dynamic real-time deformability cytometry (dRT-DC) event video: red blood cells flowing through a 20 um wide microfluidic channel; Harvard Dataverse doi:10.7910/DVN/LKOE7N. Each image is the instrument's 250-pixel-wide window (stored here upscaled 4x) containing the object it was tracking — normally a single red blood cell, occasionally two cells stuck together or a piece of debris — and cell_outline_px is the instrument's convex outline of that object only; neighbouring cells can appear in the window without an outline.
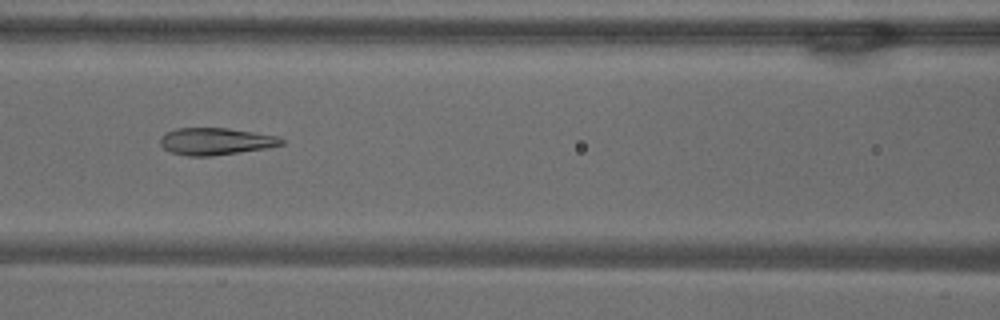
{"species": "common noctule bat (a hibernating species)", "species_latin": "Nyctalus noctula", "temperature_condition": "warm", "stored_images_in_passage": 53, "camera_frame_rate_fps": 3000, "um_per_image_px": 0.085, "animal": {"sex": "male", "body_mass_g": 18.8}, "frame": {"image": 1, "passage_image": 23, "time_ms": 7.333, "image_size_px": [1000, 320], "cell_outline_px": [[284, 144], [268, 148], [212, 156], [188, 156], [172, 152], [164, 148], [160, 144], [160, 136], [176, 128], [228, 128], [280, 136], [284, 140]], "centroid_in_image_um": [18.37, 12.01], "position_along_channel_um": 148.2, "area_um2": 19.19}}
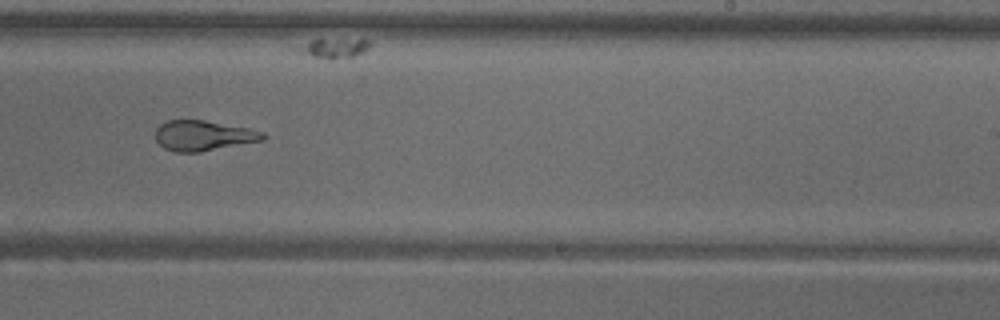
{"frame": {"image": 2, "passage_image": 33, "time_ms": 10.667, "image_size_px": [1000, 320], "cell_outline_px": [[268, 136], [264, 140], [200, 152], [172, 152], [164, 148], [156, 140], [156, 128], [160, 124], [168, 120], [204, 120], [248, 128], [264, 132]], "centroid_in_image_um": [17.29, 11.53], "position_along_channel_um": 271.7, "area_um2": 19.02}}
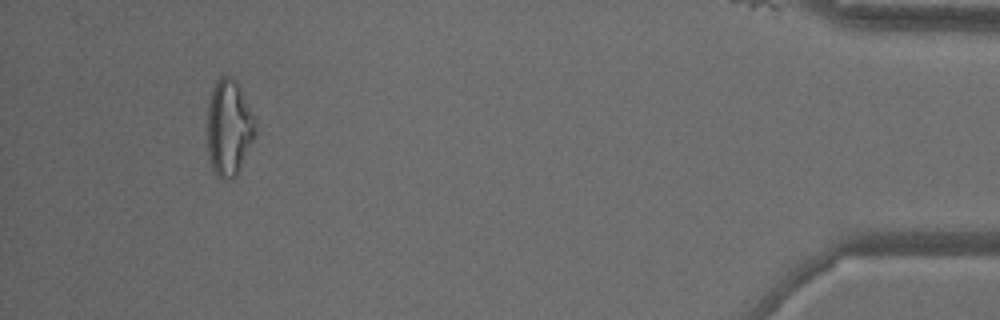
{"frame": {"image": 3, "passage_image": 50, "time_ms": 16.333, "image_size_px": [1000, 320], "cell_outline_px": [[256, 136], [240, 172], [232, 180], [220, 180], [216, 176], [212, 168], [208, 152], [208, 104], [212, 88], [216, 80], [220, 76], [232, 76], [240, 84], [256, 124]], "centroid_in_image_um": [19.48, 10.89], "position_along_channel_um": 415.7, "area_um2": 27.63}, "authors_computed_cell_mechanics": {"area_um2": 23.1778, "velocity_mm_per_s": 3.714, "shape_relaxation_time_tau1_ms": 5.5569, "shape_relaxation_time_tau2_ms": 1.5154, "deformation_change_tau1": 0.1992, "deformation_change_tau2": 0.0979}}